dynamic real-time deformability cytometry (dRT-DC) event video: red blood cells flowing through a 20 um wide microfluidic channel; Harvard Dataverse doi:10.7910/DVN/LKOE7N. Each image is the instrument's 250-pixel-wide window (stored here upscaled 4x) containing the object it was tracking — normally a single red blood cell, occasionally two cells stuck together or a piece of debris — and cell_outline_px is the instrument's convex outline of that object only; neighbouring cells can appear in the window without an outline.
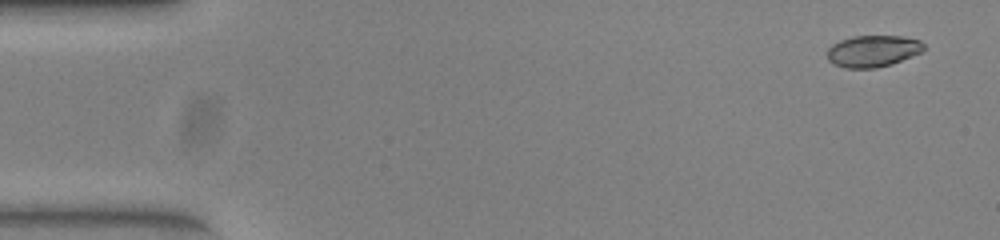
{"species": "common noctule bat (a hibernating species)", "species_latin": "Nyctalus noctula", "temperature_condition": "warm", "stored_images_in_passage": 52, "camera_frame_rate_fps": 3000, "um_per_image_px": 0.085, "animal": {"sex": "female", "body_mass_g": 23.0, "forearm_length_mm": 53.4}, "frame": {"image": 1, "passage_image": 3, "time_ms": 0.667, "image_size_px": [1000, 240], "cell_outline_px": [[924, 52], [892, 64], [876, 68], [844, 68], [832, 64], [828, 60], [828, 48], [832, 44], [840, 40], [852, 36], [904, 36], [920, 40], [924, 44]], "centroid_in_image_um": [74.21, 4.34], "position_along_channel_um": 10.8, "area_um2": 18.09}}
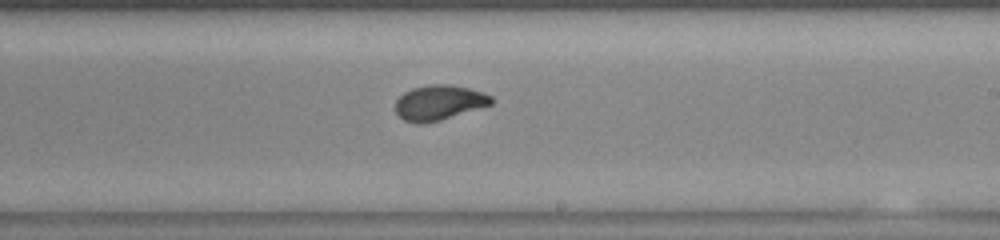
{"frame": {"image": 2, "passage_image": 31, "time_ms": 10.0, "image_size_px": [1000, 240], "cell_outline_px": [[492, 104], [440, 120], [420, 124], [416, 124], [404, 120], [396, 112], [396, 100], [404, 92], [412, 88], [432, 84], [448, 84], [468, 88], [484, 92], [492, 96]], "centroid_in_image_um": [37.31, 8.72], "position_along_channel_um": 251.7, "area_um2": 19.42}}
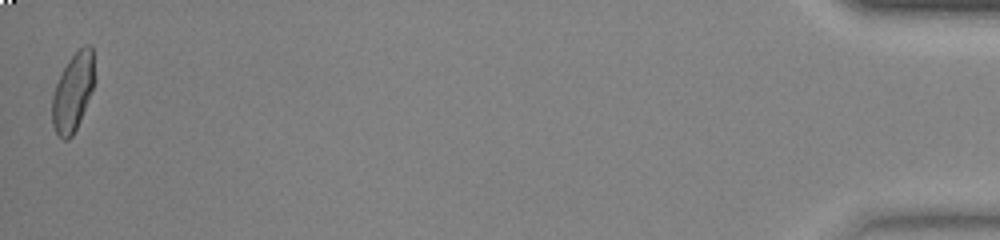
{"frame": {"image": 3, "passage_image": 52, "time_ms": 17.0, "image_size_px": [1000, 240], "cell_outline_px": [[96, 80], [92, 92], [80, 120], [72, 136], [68, 140], [64, 140], [56, 132], [52, 124], [52, 96], [56, 84], [68, 60], [84, 44], [88, 44], [92, 48], [96, 76]], "centroid_in_image_um": [6.23, 7.81], "position_along_channel_um": 429.0, "area_um2": 19.42}, "authors_computed_cell_mechanics": {"area_um2": 19.2474, "velocity_mm_per_s": 3.9525, "shape_relaxation_time_tau1_ms": 3.4883, "shape_relaxation_time_tau2_ms": 1.037, "deformation_change_tau1": 0.1693, "deformation_change_tau2": 0.0425}}